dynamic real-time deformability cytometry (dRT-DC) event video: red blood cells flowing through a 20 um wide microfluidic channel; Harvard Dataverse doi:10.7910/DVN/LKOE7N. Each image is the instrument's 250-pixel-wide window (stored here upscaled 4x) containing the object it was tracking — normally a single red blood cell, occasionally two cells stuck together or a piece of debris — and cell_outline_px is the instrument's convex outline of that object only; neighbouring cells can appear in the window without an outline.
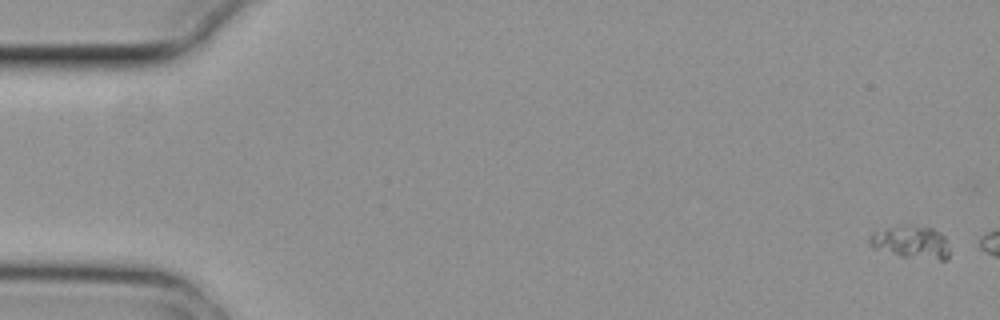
{"species": "common noctule bat (a hibernating species)", "species_latin": "Nyctalus noctula", "temperature_condition": "cold", "stored_images_in_passage": 7, "camera_frame_rate_fps": 3000, "um_per_image_px": 0.085, "animal": {"sex": "female", "body_mass_g": 29.2, "forearm_length_mm": 56.3}, "frame": {"image": 1, "passage_image": 1, "time_ms": 0.0, "image_size_px": [1000, 320], "cell_outline_px": [[948, 260], [940, 260], [900, 256], [872, 248], [868, 244], [868, 240], [872, 232], [904, 224], [908, 224], [932, 228], [940, 232], [944, 236], [948, 248]], "centroid_in_image_um": [77.42, 20.58], "position_along_channel_um": 7.6, "area_um2": 15.43}}
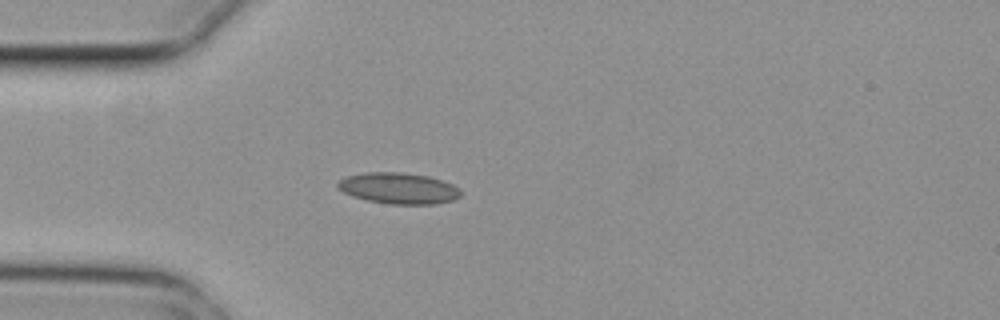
{"frame": {"image": 2, "passage_image": 6, "time_ms": 1.667, "image_size_px": [1000, 320], "cell_outline_px": [[460, 196], [452, 200], [436, 204], [388, 204], [368, 200], [352, 196], [336, 188], [336, 184], [340, 180], [348, 176], [364, 172], [400, 172], [428, 176], [452, 184], [460, 188]], "centroid_in_image_um": [33.86, 16.0], "position_along_channel_um": 51.1, "area_um2": 22.25}}